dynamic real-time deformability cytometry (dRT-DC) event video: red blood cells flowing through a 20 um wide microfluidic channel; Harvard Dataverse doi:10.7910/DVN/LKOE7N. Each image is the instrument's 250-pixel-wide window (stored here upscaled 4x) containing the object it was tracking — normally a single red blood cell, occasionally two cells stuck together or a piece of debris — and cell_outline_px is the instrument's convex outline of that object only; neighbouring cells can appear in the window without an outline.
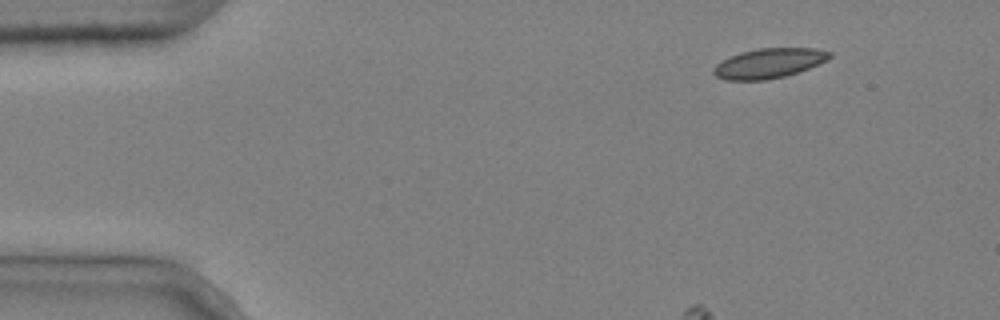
{"species": "common noctule bat (a hibernating species)", "species_latin": "Nyctalus noctula", "temperature_condition": "cold", "stored_images_in_passage": 6, "camera_frame_rate_fps": 3000, "um_per_image_px": 0.085, "animal": {"sex": "male", "body_mass_g": 20.4}, "frame": {"image": 1, "passage_image": 1, "time_ms": 0.0, "image_size_px": [1000, 320], "cell_outline_px": [[832, 56], [828, 60], [808, 68], [784, 76], [764, 80], [724, 80], [716, 76], [712, 72], [712, 68], [716, 64], [740, 52], [760, 48], [816, 48], [832, 52]], "centroid_in_image_um": [65.36, 5.37], "position_along_channel_um": 19.6, "area_um2": 20.06}}
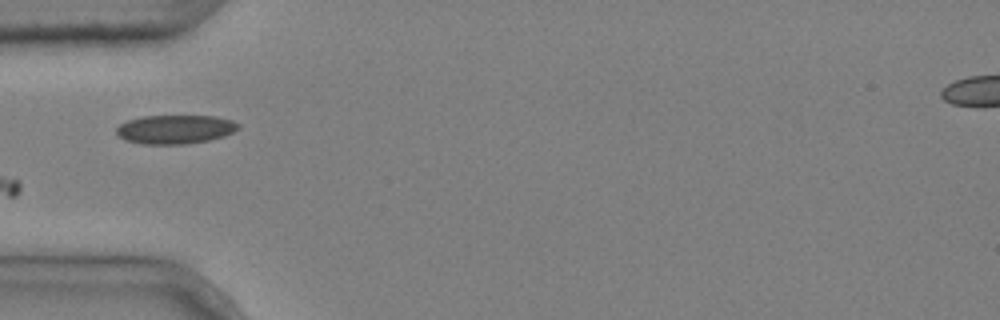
{"frame": {"image": 2, "passage_image": 4, "time_ms": 1.0, "image_size_px": [1000, 320], "cell_outline_px": [[240, 128], [224, 136], [208, 140], [184, 144], [140, 144], [124, 140], [116, 136], [116, 128], [120, 124], [128, 120], [144, 116], [216, 116], [232, 120], [240, 124]], "centroid_in_image_um": [14.87, 10.99], "position_along_channel_um": 70.1, "area_um2": 20.63}}